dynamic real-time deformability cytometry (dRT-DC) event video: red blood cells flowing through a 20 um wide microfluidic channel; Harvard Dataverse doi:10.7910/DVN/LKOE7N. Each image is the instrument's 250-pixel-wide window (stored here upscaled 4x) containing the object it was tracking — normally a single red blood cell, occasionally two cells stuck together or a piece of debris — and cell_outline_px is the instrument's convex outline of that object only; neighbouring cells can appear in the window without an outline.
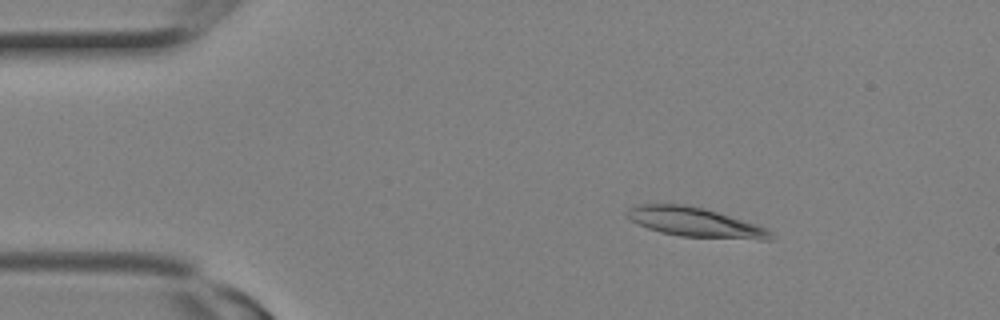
{"species": "Egyptian fruit bat (a non-hibernating species)", "species_latin": "Rousettus aegyptiacus", "temperature_condition": "room temperature", "stored_images_in_passage": 8, "camera_frame_rate_fps": 3000, "um_per_image_px": 0.085, "animal": {"sex": "female"}, "frame": {"image": 1, "passage_image": 3, "time_ms": 0.667, "image_size_px": [1000, 320], "cell_outline_px": [[776, 236], [772, 240], [760, 240], [680, 236], [660, 232], [636, 224], [628, 220], [624, 216], [624, 212], [628, 208], [640, 204], [684, 204], [704, 208], [756, 224], [768, 228]], "centroid_in_image_um": [59.07, 18.9], "position_along_channel_um": 25.9, "area_um2": 25.03}}
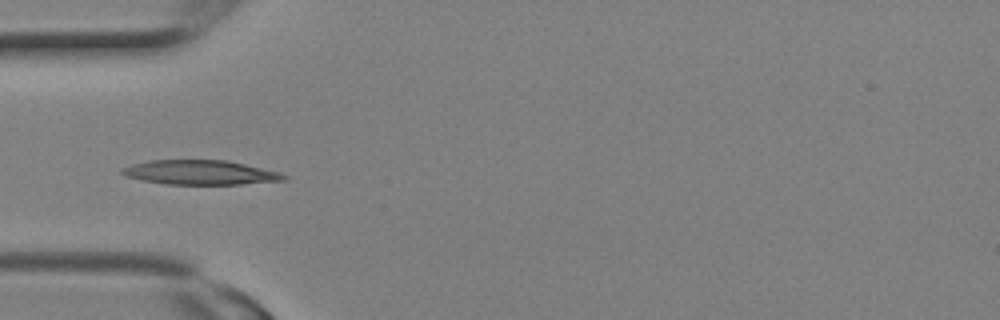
{"frame": {"image": 2, "passage_image": 7, "time_ms": 2.0, "image_size_px": [1000, 320], "cell_outline_px": [[288, 180], [240, 184], [164, 184], [140, 180], [124, 176], [120, 172], [120, 168], [132, 164], [148, 160], [228, 160], [280, 172], [288, 176]], "centroid_in_image_um": [17.0, 14.66], "position_along_channel_um": 68.0, "area_um2": 23.29}}